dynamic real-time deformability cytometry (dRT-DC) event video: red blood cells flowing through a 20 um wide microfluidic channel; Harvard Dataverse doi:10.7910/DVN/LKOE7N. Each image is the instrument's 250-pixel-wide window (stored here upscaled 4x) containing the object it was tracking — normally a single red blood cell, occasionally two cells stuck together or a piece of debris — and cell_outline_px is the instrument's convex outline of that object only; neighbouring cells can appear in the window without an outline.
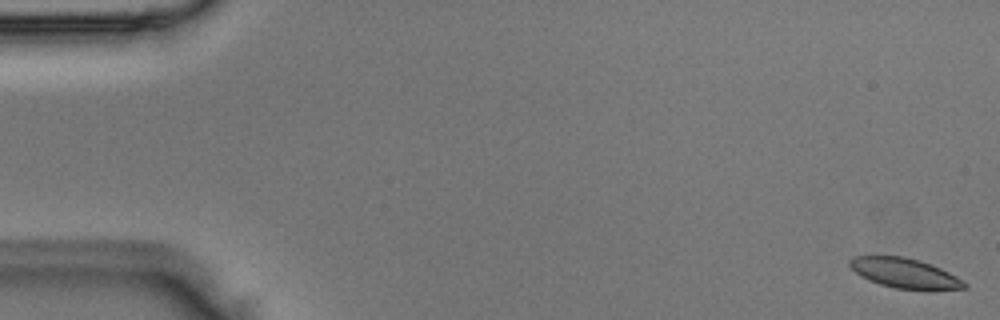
{"species": "Egyptian fruit bat (a non-hibernating species)", "species_latin": "Rousettus aegyptiacus", "temperature_condition": "room temperature", "stored_images_in_passage": 5, "camera_frame_rate_fps": 3000, "um_per_image_px": 0.085, "animal": {"sex": "male"}, "frame": {"image": 1, "passage_image": 1, "time_ms": 0.0, "image_size_px": [1000, 320], "cell_outline_px": [[968, 288], [932, 292], [928, 292], [896, 288], [880, 284], [868, 280], [860, 276], [848, 264], [848, 260], [852, 256], [904, 256], [920, 260], [932, 264], [956, 276], [968, 284]], "centroid_in_image_um": [76.96, 23.25], "position_along_channel_um": 8.0, "area_um2": 20.63}}